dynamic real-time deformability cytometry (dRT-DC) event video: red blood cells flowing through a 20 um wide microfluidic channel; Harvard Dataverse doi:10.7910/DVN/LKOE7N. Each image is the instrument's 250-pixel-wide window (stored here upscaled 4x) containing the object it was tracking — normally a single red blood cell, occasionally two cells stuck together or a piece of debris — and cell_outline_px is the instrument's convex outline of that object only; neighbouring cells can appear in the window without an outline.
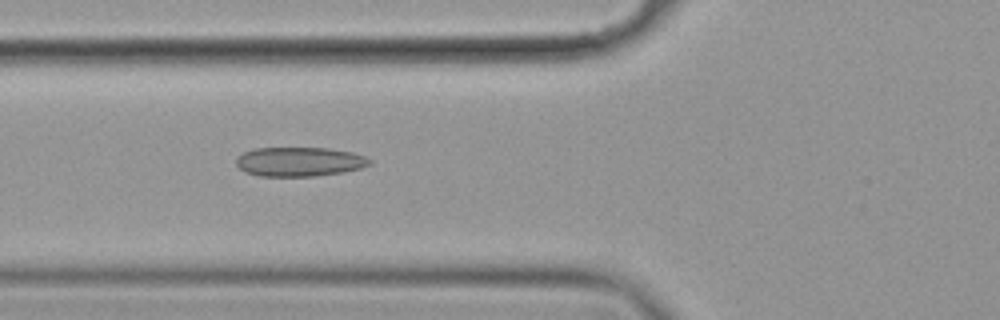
{"species": "common noctule bat (a hibernating species)", "species_latin": "Nyctalus noctula", "temperature_condition": "cold", "stored_images_in_passage": 9, "camera_frame_rate_fps": 3000, "um_per_image_px": 0.085, "animal": {"sex": "female", "body_mass_g": 19.9}, "frame": {"image": 1, "passage_image": 7, "time_ms": 2.0, "image_size_px": [1000, 320], "cell_outline_px": [[372, 164], [360, 168], [344, 172], [316, 176], [260, 176], [244, 172], [236, 164], [236, 156], [252, 148], [328, 148], [352, 152], [364, 156], [372, 160]], "centroid_in_image_um": [25.44, 13.74], "position_along_channel_um": 100.4, "area_um2": 22.95}}
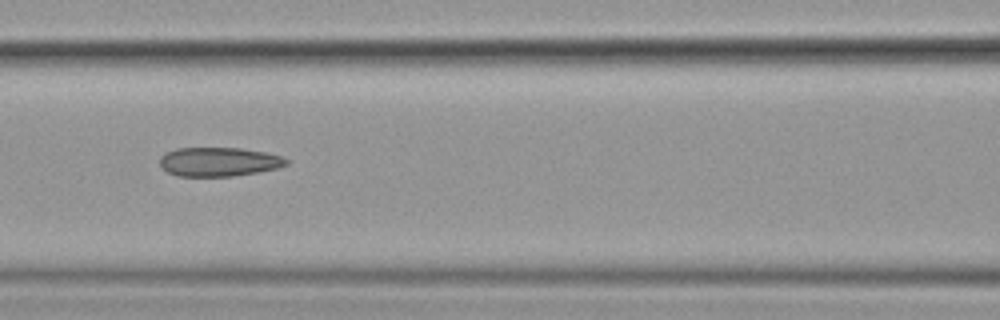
{"frame": {"image": 2, "passage_image": 8, "time_ms": 2.333, "image_size_px": [1000, 320], "cell_outline_px": [[288, 164], [276, 168], [256, 172], [232, 176], [176, 176], [168, 172], [160, 164], [160, 156], [164, 152], [176, 148], [240, 148], [264, 152], [280, 156], [288, 160]], "centroid_in_image_um": [18.55, 13.74], "position_along_channel_um": 148.0, "area_um2": 21.27}}
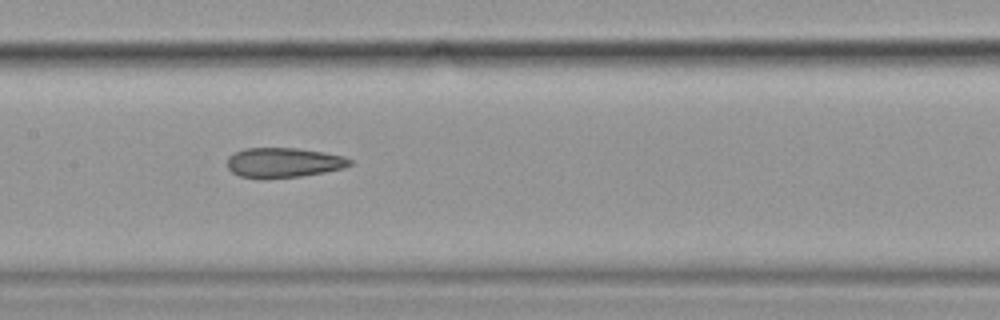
{"frame": {"image": 3, "passage_image": 9, "time_ms": 2.667, "image_size_px": [1000, 320], "cell_outline_px": [[352, 164], [344, 168], [324, 172], [300, 176], [240, 176], [232, 172], [228, 168], [228, 156], [244, 148], [296, 148], [324, 152], [344, 156], [352, 160]], "centroid_in_image_um": [24.15, 13.78], "position_along_channel_um": 183.2, "area_um2": 20.69}}